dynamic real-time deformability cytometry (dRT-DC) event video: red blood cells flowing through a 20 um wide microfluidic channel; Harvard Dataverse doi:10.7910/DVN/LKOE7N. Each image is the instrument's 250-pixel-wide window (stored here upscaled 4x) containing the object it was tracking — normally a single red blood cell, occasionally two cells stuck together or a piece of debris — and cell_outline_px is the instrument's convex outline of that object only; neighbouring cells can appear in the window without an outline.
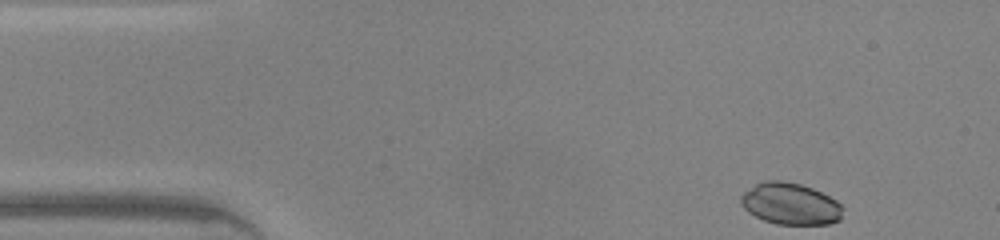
{"species": "common noctule bat (a hibernating species)", "species_latin": "Nyctalus noctula", "temperature_condition": "warm", "stored_images_in_passage": 42, "camera_frame_rate_fps": 3000, "um_per_image_px": 0.085, "animal": {"sex": "male", "body_mass_g": 20.0, "forearm_length_mm": 53.3}, "frame": {"image": 1, "passage_image": 1, "time_ms": 0.0, "image_size_px": [1000, 240], "cell_outline_px": [[844, 208], [840, 220], [828, 224], [776, 224], [764, 220], [748, 212], [740, 204], [740, 196], [744, 192], [756, 184], [764, 180], [780, 180], [800, 184], [812, 188], [836, 200]], "centroid_in_image_um": [67.18, 17.32], "position_along_channel_um": 17.8, "area_um2": 24.74}}
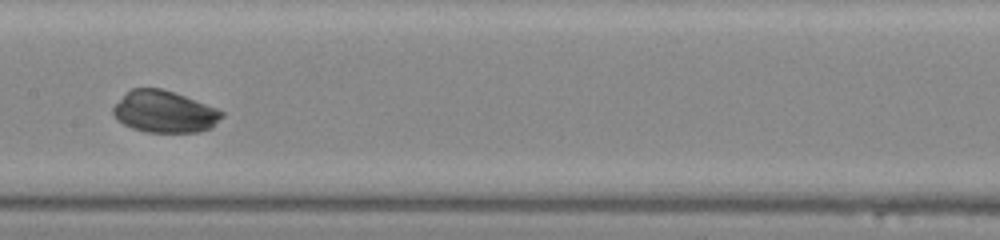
{"frame": {"image": 2, "passage_image": 19, "time_ms": 6.0, "image_size_px": [1000, 240], "cell_outline_px": [[224, 116], [212, 128], [200, 132], [144, 132], [132, 128], [116, 120], [112, 112], [112, 108], [124, 92], [132, 88], [160, 88], [184, 96], [216, 108], [224, 112]], "centroid_in_image_um": [13.95, 9.5], "position_along_channel_um": 193.4, "area_um2": 26.65}}
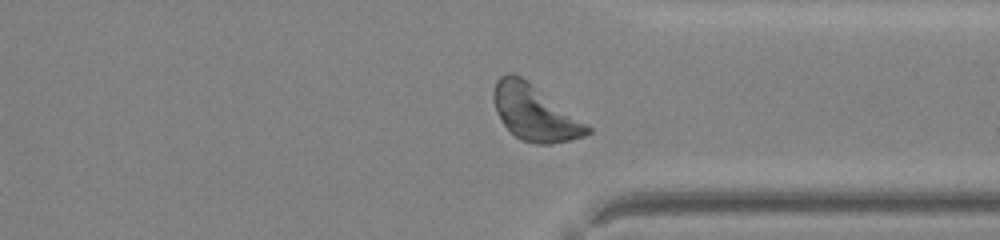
{"frame": {"image": 3, "passage_image": 31, "time_ms": 10.0, "image_size_px": [1000, 240], "cell_outline_px": [[592, 132], [584, 136], [552, 144], [536, 144], [520, 140], [504, 124], [492, 100], [492, 92], [496, 80], [500, 76], [508, 72], [512, 72], [520, 76], [588, 124], [592, 128]], "centroid_in_image_um": [45.44, 9.59], "position_along_channel_um": 366.0, "area_um2": 30.0}, "authors_computed_cell_mechanics": {"area_um2": 27.3972, "velocity_mm_per_s": 4.3484, "shape_relaxation_time_tau1_ms": 2.5289, "shape_relaxation_time_tau2_ms": null, "deformation_change_tau1": 0.1892, "deformation_change_tau2": null}}